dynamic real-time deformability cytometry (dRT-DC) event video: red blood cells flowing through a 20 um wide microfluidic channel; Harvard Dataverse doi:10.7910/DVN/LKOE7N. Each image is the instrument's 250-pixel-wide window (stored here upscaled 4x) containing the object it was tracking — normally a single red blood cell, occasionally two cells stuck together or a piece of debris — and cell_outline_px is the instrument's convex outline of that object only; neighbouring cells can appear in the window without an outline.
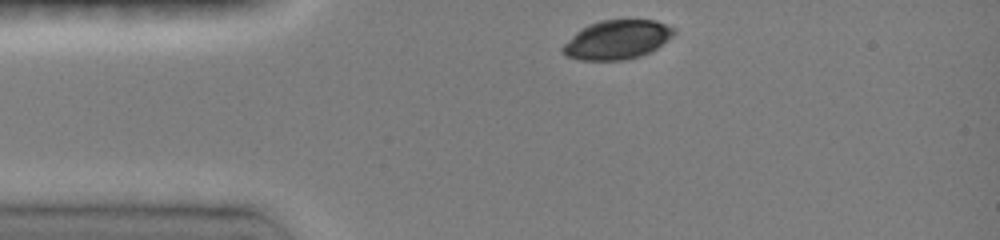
{"species": "common noctule bat (a hibernating species)", "species_latin": "Nyctalus noctula", "temperature_condition": "room temperature", "stored_images_in_passage": 5, "camera_frame_rate_fps": 3000, "um_per_image_px": 0.085, "animal": {"sex": "female", "body_mass_g": 19.0, "forearm_length_mm": 51.5}, "frame": {"image": 1, "passage_image": 1, "time_ms": 0.0, "image_size_px": [1000, 240], "cell_outline_px": [[676, 32], [672, 36], [656, 48], [640, 56], [624, 60], [580, 60], [568, 56], [560, 52], [560, 48], [576, 32], [588, 24], [600, 20], [656, 20], [668, 24], [676, 28]], "centroid_in_image_um": [52.45, 3.37], "position_along_channel_um": 32.6, "area_um2": 25.32}}
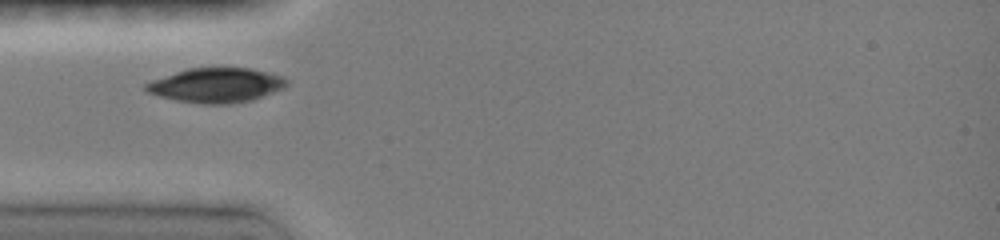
{"frame": {"image": 2, "passage_image": 4, "time_ms": 1.667, "image_size_px": [1000, 240], "cell_outline_px": [[288, 84], [284, 88], [252, 100], [232, 104], [200, 104], [176, 100], [160, 96], [148, 92], [144, 88], [144, 84], [152, 80], [188, 68], [252, 68], [284, 76], [288, 80]], "centroid_in_image_um": [18.41, 7.25], "position_along_channel_um": 66.6, "area_um2": 28.44}}